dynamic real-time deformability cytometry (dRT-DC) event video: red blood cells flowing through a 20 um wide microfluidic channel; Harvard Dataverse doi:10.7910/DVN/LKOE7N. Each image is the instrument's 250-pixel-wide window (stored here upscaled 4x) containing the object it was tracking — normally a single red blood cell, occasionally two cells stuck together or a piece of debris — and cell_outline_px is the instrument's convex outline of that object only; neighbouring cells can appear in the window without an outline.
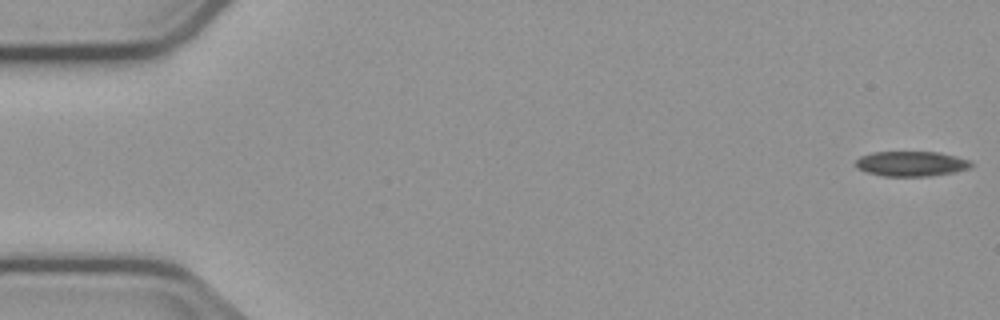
{"species": "common noctule bat (a hibernating species)", "species_latin": "Nyctalus noctula", "temperature_condition": "cold", "stored_images_in_passage": 5, "camera_frame_rate_fps": 3000, "um_per_image_px": 0.085, "animal": {"sex": "male", "body_mass_g": 23.1, "forearm_length_mm": 52.7}, "frame": {"image": 1, "passage_image": 1, "time_ms": 0.0, "image_size_px": [1000, 320], "cell_outline_px": [[972, 168], [956, 172], [932, 176], [884, 176], [868, 172], [856, 168], [852, 164], [860, 156], [872, 152], [940, 152], [972, 160]], "centroid_in_image_um": [77.48, 13.92], "position_along_channel_um": 7.5, "area_um2": 17.17}}
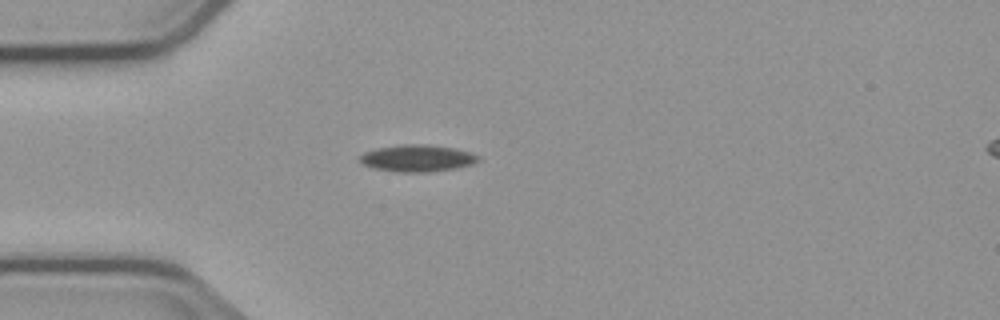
{"frame": {"image": 2, "passage_image": 5, "time_ms": 4.667, "image_size_px": [1000, 320], "cell_outline_px": [[480, 160], [472, 164], [456, 168], [428, 172], [396, 172], [372, 168], [360, 164], [360, 156], [364, 152], [376, 148], [404, 144], [424, 144], [456, 148], [472, 152], [480, 156]], "centroid_in_image_um": [35.47, 13.45], "position_along_channel_um": 49.5, "area_um2": 18.79}}